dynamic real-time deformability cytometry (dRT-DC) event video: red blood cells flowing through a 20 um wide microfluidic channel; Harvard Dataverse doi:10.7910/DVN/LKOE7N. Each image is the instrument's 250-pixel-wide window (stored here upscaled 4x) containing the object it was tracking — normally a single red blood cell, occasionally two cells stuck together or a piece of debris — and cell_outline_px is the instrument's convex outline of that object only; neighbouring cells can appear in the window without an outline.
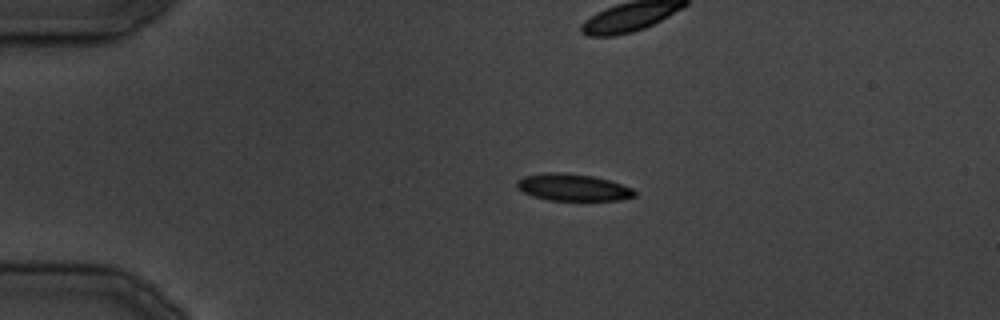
{"species": "common noctule bat (a hibernating species)", "species_latin": "Nyctalus noctula", "temperature_condition": "cold", "stored_images_in_passage": 34, "camera_frame_rate_fps": 3000, "um_per_image_px": 0.085, "animal": {"sex": "male", "body_mass_g": 19.5, "forearm_length_mm": 54.6}, "frame": {"image": 1, "passage_image": 6, "time_ms": 6.667, "image_size_px": [1000, 320], "cell_outline_px": [[636, 196], [620, 200], [548, 200], [532, 196], [516, 188], [516, 180], [524, 176], [548, 172], [564, 172], [592, 176], [608, 180], [632, 188], [636, 192]], "centroid_in_image_um": [48.67, 15.92], "position_along_channel_um": 36.3, "area_um2": 18.5}}
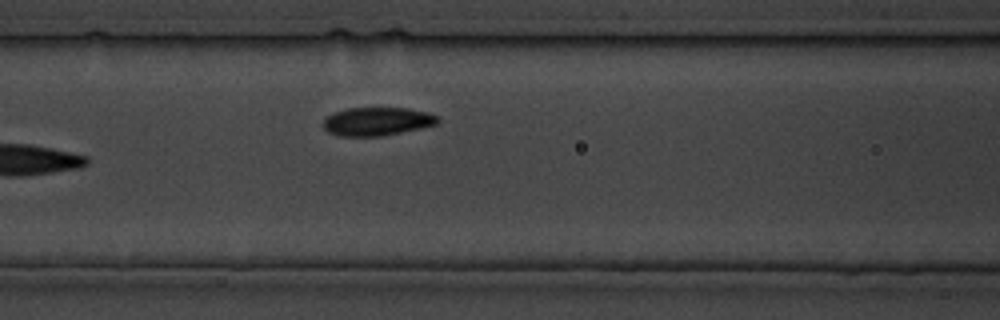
{"frame": {"image": 2, "passage_image": 15, "time_ms": 17.667, "image_size_px": [1000, 320], "cell_outline_px": [[440, 124], [380, 136], [336, 136], [328, 132], [324, 128], [324, 120], [328, 116], [336, 112], [348, 108], [408, 108], [424, 112], [436, 116], [440, 120]], "centroid_in_image_um": [32.05, 10.33], "position_along_channel_um": 134.5, "area_um2": 18.73}}
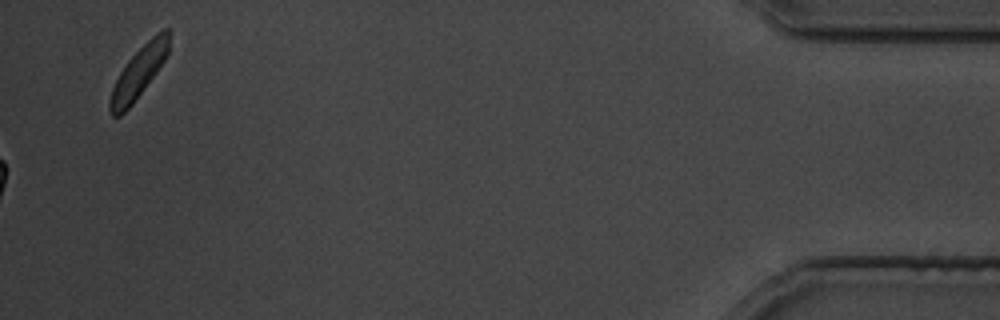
{"frame": {"image": 3, "passage_image": 34, "time_ms": 41.333, "image_size_px": [1000, 320], "cell_outline_px": [[168, 52], [164, 60], [156, 72], [132, 104], [120, 116], [112, 116], [108, 108], [108, 104], [112, 88], [120, 72], [128, 60], [156, 32], [164, 28], [168, 28]], "centroid_in_image_um": [11.75, 6.17], "position_along_channel_um": 423.4, "area_um2": 17.11}}